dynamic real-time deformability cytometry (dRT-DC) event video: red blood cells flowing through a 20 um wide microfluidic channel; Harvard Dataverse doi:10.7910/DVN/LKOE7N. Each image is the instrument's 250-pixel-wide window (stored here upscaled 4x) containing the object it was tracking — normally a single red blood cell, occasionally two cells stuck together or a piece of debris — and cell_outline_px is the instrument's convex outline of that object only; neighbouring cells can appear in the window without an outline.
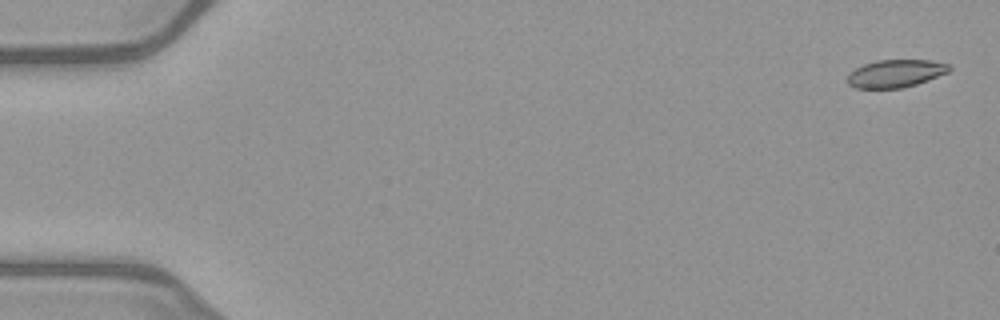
{"species": "common noctule bat (a hibernating species)", "species_latin": "Nyctalus noctula", "temperature_condition": "warm", "stored_images_in_passage": 52, "camera_frame_rate_fps": 3000, "um_per_image_px": 0.085, "animal": {"sex": "female", "body_mass_g": 21.9}, "frame": {"image": 1, "passage_image": 2, "time_ms": 0.333, "image_size_px": [1000, 320], "cell_outline_px": [[952, 68], [948, 72], [928, 80], [916, 84], [900, 88], [856, 88], [848, 84], [848, 72], [864, 64], [876, 60], [928, 60], [948, 64]], "centroid_in_image_um": [76.11, 6.24], "position_along_channel_um": 8.9, "area_um2": 16.36}}
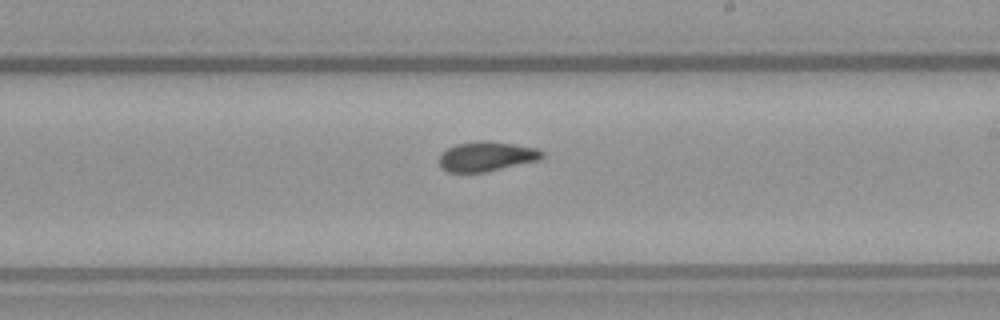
{"frame": {"image": 2, "passage_image": 31, "time_ms": 10.0, "image_size_px": [1000, 320], "cell_outline_px": [[544, 156], [540, 160], [484, 172], [448, 172], [440, 168], [440, 156], [448, 148], [456, 144], [484, 140], [488, 140], [536, 148], [544, 152]], "centroid_in_image_um": [41.37, 13.3], "position_along_channel_um": 247.6, "area_um2": 17.69}}
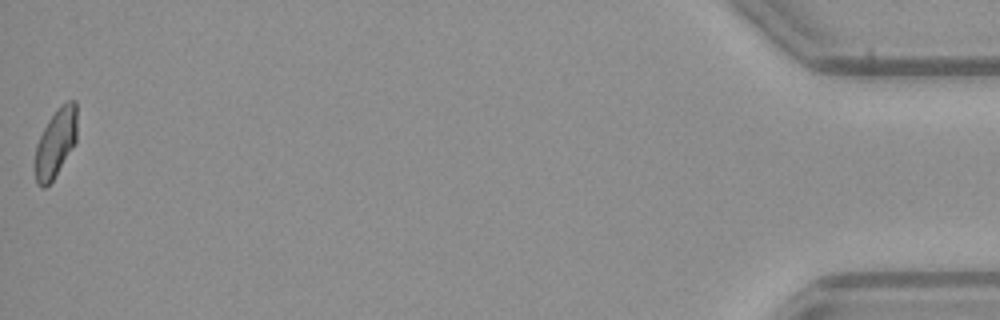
{"frame": {"image": 3, "passage_image": 52, "time_ms": 17.0, "image_size_px": [1000, 320], "cell_outline_px": [[76, 140], [52, 180], [44, 188], [40, 188], [36, 184], [36, 144], [48, 120], [60, 104], [68, 100], [76, 100]], "centroid_in_image_um": [4.73, 12.1], "position_along_channel_um": 430.5, "area_um2": 16.36}, "authors_computed_cell_mechanics": {"area_um2": 17.6001, "velocity_mm_per_s": 4.0461, "shape_relaxation_time_tau1_ms": null, "shape_relaxation_time_tau2_ms": 1.8048, "deformation_change_tau1": null, "deformation_change_tau2": 0.0524}}